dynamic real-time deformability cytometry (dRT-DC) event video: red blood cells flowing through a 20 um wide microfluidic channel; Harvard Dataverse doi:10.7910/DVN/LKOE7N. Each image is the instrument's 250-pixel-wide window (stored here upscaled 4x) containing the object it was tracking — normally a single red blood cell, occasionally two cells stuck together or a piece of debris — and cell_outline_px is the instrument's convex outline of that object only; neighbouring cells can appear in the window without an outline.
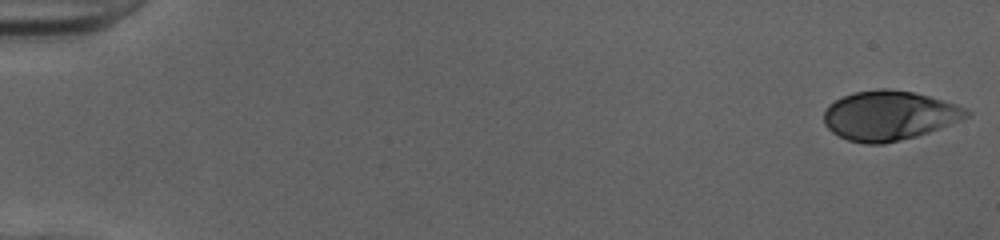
{"species": "human", "species_latin": "Homo sapiens", "temperature_condition": "cold", "stored_images_in_passage": 51, "camera_frame_rate_fps": 3000, "um_per_image_px": 0.085, "donor": {"sex": "female"}, "frame": {"image": 1, "passage_image": 1, "time_ms": 0.0, "image_size_px": [1000, 240], "cell_outline_px": [[972, 112], [968, 116], [940, 128], [916, 136], [884, 144], [864, 144], [848, 140], [832, 132], [824, 124], [824, 112], [828, 104], [844, 96], [856, 92], [876, 88], [888, 88], [912, 92], [928, 96], [956, 104]], "centroid_in_image_um": [75.55, 9.82], "position_along_channel_um": 9.5, "area_um2": 40.92}}
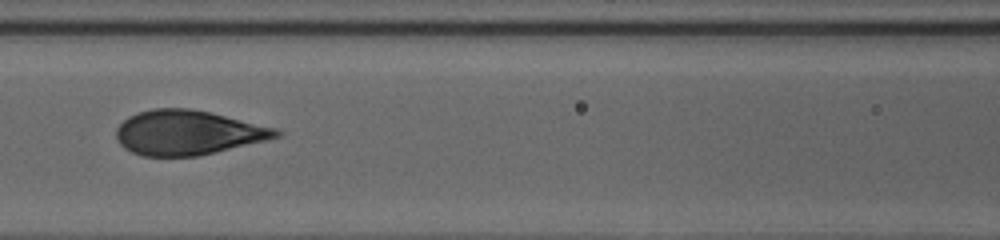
{"frame": {"image": 2, "passage_image": 24, "time_ms": 7.667, "image_size_px": [1000, 240], "cell_outline_px": [[284, 132], [280, 136], [268, 140], [200, 156], [140, 156], [124, 148], [116, 140], [116, 128], [128, 116], [136, 112], [152, 108], [192, 108], [212, 112], [276, 128]], "centroid_in_image_um": [15.97, 11.27], "position_along_channel_um": 150.6, "area_um2": 42.08}}
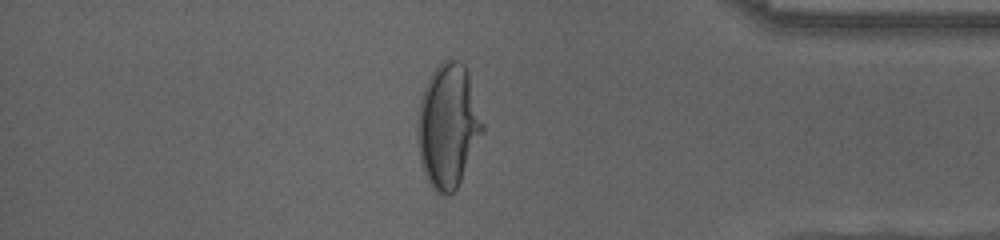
{"frame": {"image": 3, "passage_image": 44, "time_ms": 14.333, "image_size_px": [1000, 240], "cell_outline_px": [[484, 132], [452, 196], [444, 196], [436, 192], [432, 188], [424, 172], [420, 160], [416, 136], [416, 120], [420, 100], [424, 88], [432, 72], [444, 60], [460, 60], [464, 64], [468, 72], [484, 124]], "centroid_in_image_um": [38.07, 10.71], "position_along_channel_um": 397.1, "area_um2": 47.16}, "authors_computed_cell_mechanics": {"area_um2": 41.7894, "velocity_mm_per_s": 4.0468, "shape_relaxation_time_tau1_ms": 6.9333, "shape_relaxation_time_tau2_ms": null, "deformation_change_tau1": 0.2656, "deformation_change_tau2": null}}